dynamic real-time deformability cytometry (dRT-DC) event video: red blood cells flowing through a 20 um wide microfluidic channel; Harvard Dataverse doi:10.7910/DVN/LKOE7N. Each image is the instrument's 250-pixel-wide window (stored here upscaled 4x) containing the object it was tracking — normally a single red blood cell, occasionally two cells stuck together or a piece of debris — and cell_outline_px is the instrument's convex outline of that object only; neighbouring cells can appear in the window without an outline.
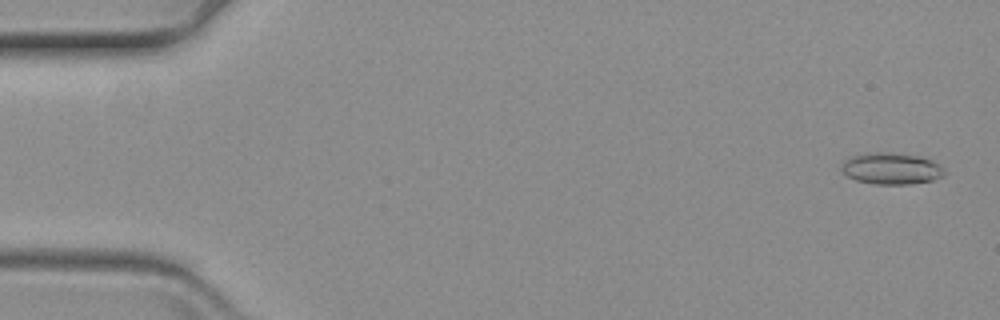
{"species": "common noctule bat (a hibernating species)", "species_latin": "Nyctalus noctula", "temperature_condition": "warm", "stored_images_in_passage": 18, "camera_frame_rate_fps": 3000, "um_per_image_px": 0.085, "animal": {"sex": "female", "body_mass_g": 19.3, "forearm_length_mm": 54.1}, "frame": {"image": 1, "passage_image": 3, "time_ms": 0.667, "image_size_px": [1000, 320], "cell_outline_px": [[944, 176], [932, 180], [912, 184], [876, 184], [856, 180], [848, 176], [840, 168], [844, 160], [852, 156], [876, 152], [892, 152], [916, 156], [932, 160], [944, 168]], "centroid_in_image_um": [75.77, 14.33], "position_along_channel_um": 9.2, "area_um2": 18.79}}
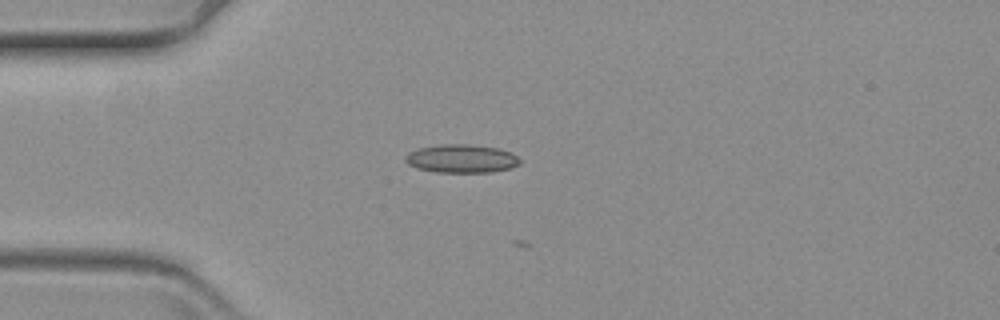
{"frame": {"image": 2, "passage_image": 17, "time_ms": 5.333, "image_size_px": [1000, 320], "cell_outline_px": [[520, 164], [512, 168], [492, 172], [436, 172], [416, 168], [408, 164], [404, 160], [404, 156], [408, 152], [420, 148], [440, 144], [468, 144], [496, 148], [512, 152], [520, 160]], "centroid_in_image_um": [39.22, 13.49], "position_along_channel_um": 45.8, "area_um2": 19.02}}